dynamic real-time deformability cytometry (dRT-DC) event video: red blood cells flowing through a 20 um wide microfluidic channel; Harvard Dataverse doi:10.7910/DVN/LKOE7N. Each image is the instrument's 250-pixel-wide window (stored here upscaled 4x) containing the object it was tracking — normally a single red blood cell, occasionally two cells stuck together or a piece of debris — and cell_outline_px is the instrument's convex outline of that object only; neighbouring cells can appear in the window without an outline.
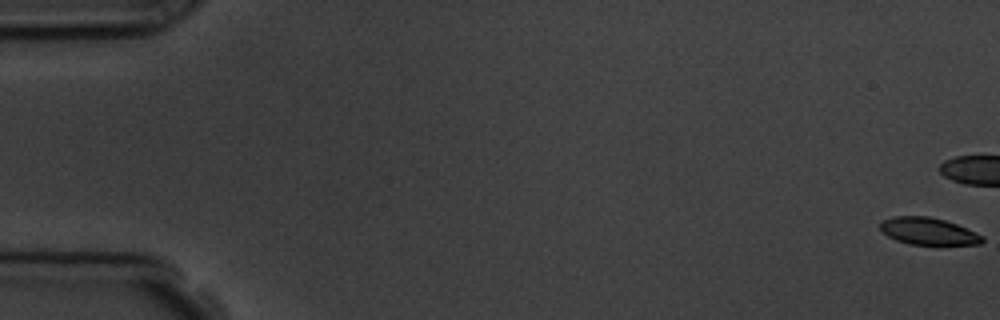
{"species": "common noctule bat (a hibernating species)", "species_latin": "Nyctalus noctula", "temperature_condition": "room temperature", "stored_images_in_passage": 5, "segment_of_instrument_passage": [2, 2], "camera_frame_rate_fps": 3000, "um_per_image_px": 0.085, "animal": {"sex": "male", "body_mass_g": 19.5, "forearm_length_mm": 54.6}, "frame": {"image": 1, "passage_image": 5, "time_ms": 6.333, "image_size_px": [1000, 320], "cell_outline_px": [[984, 240], [980, 244], [908, 244], [896, 240], [888, 236], [880, 228], [880, 220], [892, 216], [928, 216], [944, 220], [956, 224], [984, 236]], "centroid_in_image_um": [78.87, 19.64], "position_along_channel_um": 6.1, "area_um2": 16.01}}